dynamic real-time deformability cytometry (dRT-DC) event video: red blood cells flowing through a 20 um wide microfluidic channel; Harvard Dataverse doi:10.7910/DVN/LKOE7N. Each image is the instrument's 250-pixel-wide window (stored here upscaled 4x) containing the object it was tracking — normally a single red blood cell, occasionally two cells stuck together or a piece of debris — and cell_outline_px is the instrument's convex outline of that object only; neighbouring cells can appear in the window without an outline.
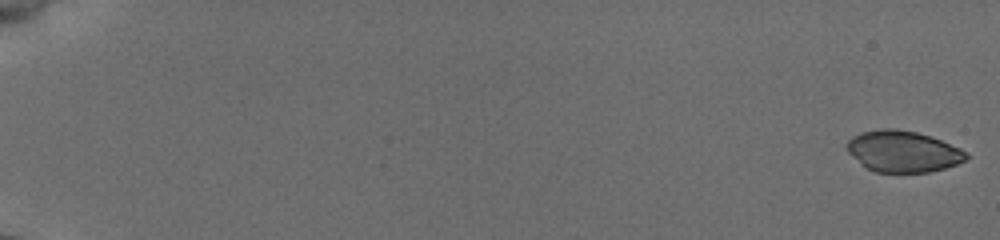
{"species": "common noctule bat (a hibernating species)", "species_latin": "Nyctalus noctula", "temperature_condition": "cold", "stored_images_in_passage": 55, "camera_frame_rate_fps": 3000, "um_per_image_px": 0.085, "animal": {"sex": "female", "body_mass_g": 19.5, "forearm_length_mm": 54.1}, "frame": {"image": 1, "passage_image": 1, "time_ms": 0.0, "image_size_px": [1000, 240], "cell_outline_px": [[968, 156], [964, 160], [956, 164], [944, 168], [928, 172], [876, 172], [868, 168], [848, 152], [848, 140], [852, 136], [860, 132], [880, 128], [896, 128], [916, 132], [940, 140], [960, 148], [968, 152]], "centroid_in_image_um": [76.75, 12.85], "position_along_channel_um": 8.2, "area_um2": 28.38}}
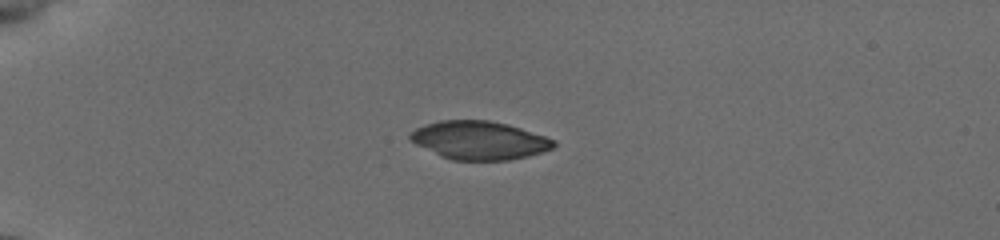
{"frame": {"image": 2, "passage_image": 16, "time_ms": 5.0, "image_size_px": [1000, 240], "cell_outline_px": [[556, 144], [552, 148], [528, 156], [508, 160], [452, 160], [440, 156], [408, 140], [408, 132], [424, 124], [440, 120], [488, 120], [508, 124], [556, 140]], "centroid_in_image_um": [40.68, 11.92], "position_along_channel_um": 44.3, "area_um2": 32.14}}
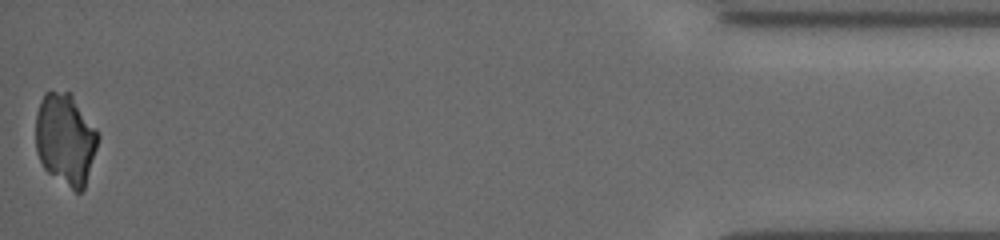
{"frame": {"image": 3, "passage_image": 55, "time_ms": 18.0, "image_size_px": [1000, 240], "cell_outline_px": [[100, 136], [84, 188], [80, 192], [76, 192], [48, 172], [44, 168], [36, 152], [36, 112], [40, 100], [44, 92], [72, 92], [96, 128]], "centroid_in_image_um": [5.56, 11.79], "position_along_channel_um": 429.6, "area_um2": 33.41}}